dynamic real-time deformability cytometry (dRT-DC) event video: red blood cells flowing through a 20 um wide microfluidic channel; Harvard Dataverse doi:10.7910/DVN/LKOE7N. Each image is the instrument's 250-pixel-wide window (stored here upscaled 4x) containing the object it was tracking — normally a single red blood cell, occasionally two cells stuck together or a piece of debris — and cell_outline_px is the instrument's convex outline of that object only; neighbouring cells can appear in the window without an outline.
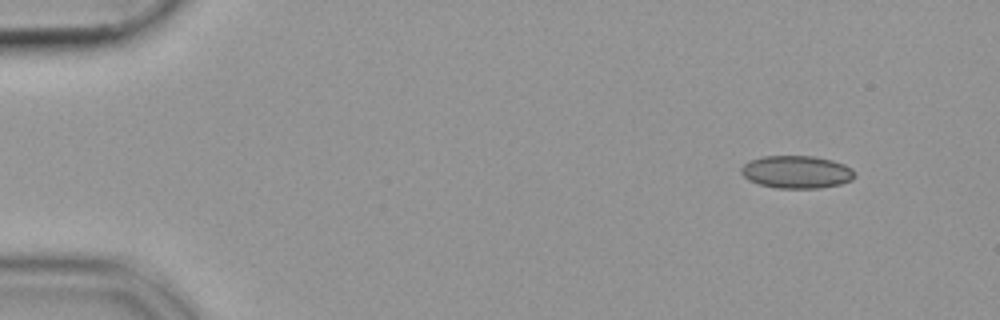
{"species": "common noctule bat (a hibernating species)", "species_latin": "Nyctalus noctula", "temperature_condition": "cold", "stored_images_in_passage": 49, "camera_frame_rate_fps": 3000, "um_per_image_px": 0.085, "animal": {"sex": "female", "body_mass_g": 19.9}, "frame": {"image": 1, "passage_image": 1, "time_ms": 0.0, "image_size_px": [1000, 320], "cell_outline_px": [[856, 176], [852, 180], [840, 184], [820, 188], [776, 188], [760, 184], [748, 180], [740, 172], [740, 168], [748, 160], [764, 156], [812, 156], [832, 160], [844, 164], [852, 168], [856, 172]], "centroid_in_image_um": [67.72, 14.61], "position_along_channel_um": 17.3, "area_um2": 21.79}}
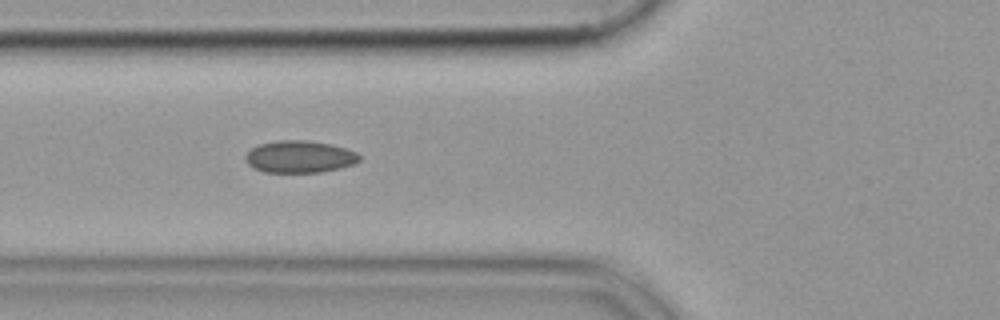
{"frame": {"image": 2, "passage_image": 16, "time_ms": 5.0, "image_size_px": [1000, 320], "cell_outline_px": [[360, 160], [356, 164], [340, 168], [320, 172], [264, 172], [252, 168], [248, 164], [244, 156], [252, 148], [260, 144], [276, 140], [308, 140], [328, 144], [344, 148], [356, 152], [360, 156]], "centroid_in_image_um": [25.46, 13.33], "position_along_channel_um": 100.3, "area_um2": 21.33}}
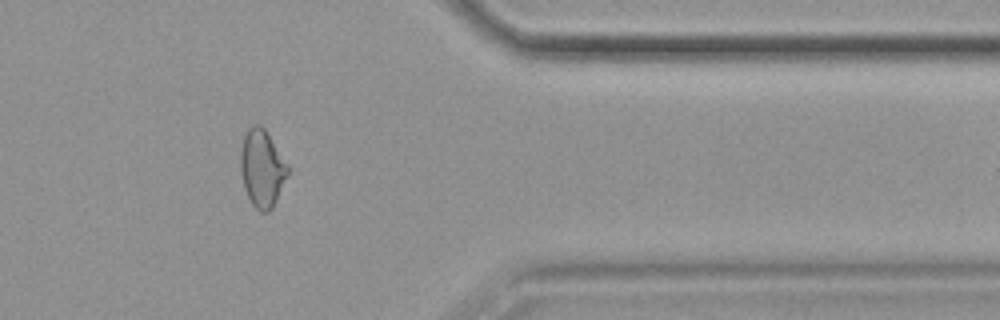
{"frame": {"image": 3, "passage_image": 40, "time_ms": 13.0, "image_size_px": [1000, 320], "cell_outline_px": [[288, 176], [272, 208], [268, 212], [260, 212], [252, 204], [244, 188], [240, 172], [240, 152], [244, 136], [248, 128], [252, 124], [260, 124], [264, 128], [288, 164]], "centroid_in_image_um": [22.26, 14.3], "position_along_channel_um": 389.1, "area_um2": 21.33}}